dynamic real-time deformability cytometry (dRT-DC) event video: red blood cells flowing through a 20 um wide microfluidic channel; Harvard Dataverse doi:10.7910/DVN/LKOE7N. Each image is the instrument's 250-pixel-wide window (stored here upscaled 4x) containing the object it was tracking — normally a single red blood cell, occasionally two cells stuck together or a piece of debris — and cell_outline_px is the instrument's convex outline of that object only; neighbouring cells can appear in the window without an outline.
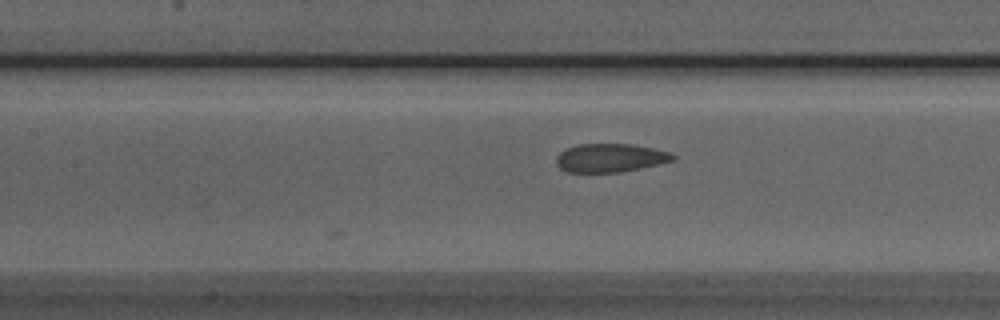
{"species": "Egyptian fruit bat (a non-hibernating species)", "species_latin": "Rousettus aegyptiacus", "temperature_condition": "room temperature", "stored_images_in_passage": 11, "camera_frame_rate_fps": 3000, "um_per_image_px": 0.085, "animal": {"sex": "male"}, "frame": {"image": 1, "passage_image": 11, "time_ms": 3.333, "image_size_px": [1000, 320], "cell_outline_px": [[676, 160], [620, 172], [568, 172], [560, 168], [556, 164], [556, 156], [564, 148], [576, 144], [632, 144], [672, 152], [676, 156]], "centroid_in_image_um": [51.86, 13.41], "position_along_channel_um": 155.5, "area_um2": 19.48}}